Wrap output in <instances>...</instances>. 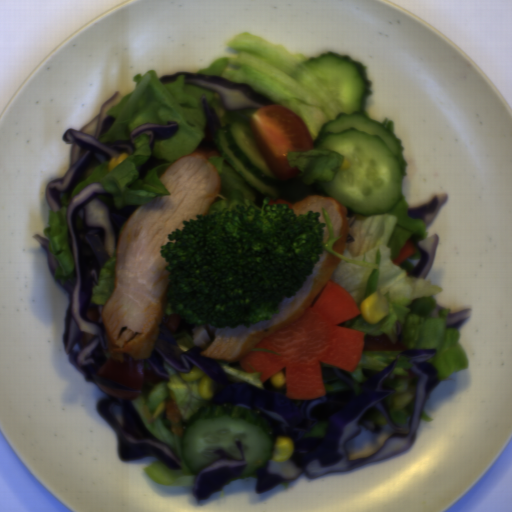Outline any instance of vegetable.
<instances>
[{
  "instance_id": "4",
  "label": "vegetable",
  "mask_w": 512,
  "mask_h": 512,
  "mask_svg": "<svg viewBox=\"0 0 512 512\" xmlns=\"http://www.w3.org/2000/svg\"><path fill=\"white\" fill-rule=\"evenodd\" d=\"M164 368L170 377L169 382L156 384L131 400L147 429L158 440L169 445L182 466L181 470L173 471L157 458L144 467L145 475L153 482L172 487H190L193 486L196 476L185 466L180 449V436L171 432V425L166 418L165 402L170 397L174 398L181 414L182 426L192 416L229 414L232 417H243L252 424L264 427L269 437H272L270 424L257 411L227 403L213 404L211 397L204 399L201 396L199 380L185 381L182 373L167 363H164Z\"/></svg>"
},
{
  "instance_id": "14",
  "label": "vegetable",
  "mask_w": 512,
  "mask_h": 512,
  "mask_svg": "<svg viewBox=\"0 0 512 512\" xmlns=\"http://www.w3.org/2000/svg\"><path fill=\"white\" fill-rule=\"evenodd\" d=\"M324 385V390H325V393L326 392H331V391H335V390H346L348 387V385H344V384H341V383H333L332 385H328L326 383H323Z\"/></svg>"
},
{
  "instance_id": "11",
  "label": "vegetable",
  "mask_w": 512,
  "mask_h": 512,
  "mask_svg": "<svg viewBox=\"0 0 512 512\" xmlns=\"http://www.w3.org/2000/svg\"><path fill=\"white\" fill-rule=\"evenodd\" d=\"M412 367V363L409 359V357H399L398 360H397V364L396 366L394 367V369L392 370L391 374L392 375H406V371L403 370V369H406V368H410Z\"/></svg>"
},
{
  "instance_id": "7",
  "label": "vegetable",
  "mask_w": 512,
  "mask_h": 512,
  "mask_svg": "<svg viewBox=\"0 0 512 512\" xmlns=\"http://www.w3.org/2000/svg\"><path fill=\"white\" fill-rule=\"evenodd\" d=\"M393 394L386 397L391 420L398 426H407L417 396V379L396 380Z\"/></svg>"
},
{
  "instance_id": "2",
  "label": "vegetable",
  "mask_w": 512,
  "mask_h": 512,
  "mask_svg": "<svg viewBox=\"0 0 512 512\" xmlns=\"http://www.w3.org/2000/svg\"><path fill=\"white\" fill-rule=\"evenodd\" d=\"M156 69L147 70L133 76L134 87L129 94L108 109L107 115L115 120L99 143L129 140L132 132L143 123L166 124L177 122L178 131L169 140L156 142L153 156L168 161L150 170L139 179V169L151 154L147 136L140 135L133 144V154L109 171V162H102L85 179L74 187L66 198L61 194L57 211L48 213V225L43 229L50 250L57 265L55 282L62 288L66 281L77 277V267L69 244L66 215L70 202L92 182L101 185L112 198L116 207L147 205L156 197L170 196L167 186L160 180L165 170L178 158L192 154L204 139L206 118L200 101L206 95L207 102L217 113L221 129L230 126L235 120L251 121L255 108L229 110L221 105L215 91L184 83L185 76L178 75L173 83H161Z\"/></svg>"
},
{
  "instance_id": "3",
  "label": "vegetable",
  "mask_w": 512,
  "mask_h": 512,
  "mask_svg": "<svg viewBox=\"0 0 512 512\" xmlns=\"http://www.w3.org/2000/svg\"><path fill=\"white\" fill-rule=\"evenodd\" d=\"M227 46L235 55L213 60L197 74L223 77L264 93L300 117L312 142L325 123L340 114L334 95L306 66V56L247 32L236 33Z\"/></svg>"
},
{
  "instance_id": "6",
  "label": "vegetable",
  "mask_w": 512,
  "mask_h": 512,
  "mask_svg": "<svg viewBox=\"0 0 512 512\" xmlns=\"http://www.w3.org/2000/svg\"><path fill=\"white\" fill-rule=\"evenodd\" d=\"M206 160L211 162L218 171L220 191L205 214L216 209L223 211L231 209L243 201H250L257 206L263 204L265 198L251 189L223 156L212 155Z\"/></svg>"
},
{
  "instance_id": "8",
  "label": "vegetable",
  "mask_w": 512,
  "mask_h": 512,
  "mask_svg": "<svg viewBox=\"0 0 512 512\" xmlns=\"http://www.w3.org/2000/svg\"><path fill=\"white\" fill-rule=\"evenodd\" d=\"M118 248H116L109 260H107L101 267L98 285H96L91 293V301L96 305H105L107 300L115 291L116 287V273L115 264L117 258Z\"/></svg>"
},
{
  "instance_id": "18",
  "label": "vegetable",
  "mask_w": 512,
  "mask_h": 512,
  "mask_svg": "<svg viewBox=\"0 0 512 512\" xmlns=\"http://www.w3.org/2000/svg\"><path fill=\"white\" fill-rule=\"evenodd\" d=\"M251 351H261V352H266V353H272V354H277V355H281L280 353H278L277 351H273V350H270V349H262V348H253Z\"/></svg>"
},
{
  "instance_id": "1",
  "label": "vegetable",
  "mask_w": 512,
  "mask_h": 512,
  "mask_svg": "<svg viewBox=\"0 0 512 512\" xmlns=\"http://www.w3.org/2000/svg\"><path fill=\"white\" fill-rule=\"evenodd\" d=\"M409 205L401 194L399 202L389 212L372 216L355 215L347 233L354 241L346 243L343 254L332 249L342 235L333 236L327 209L322 216L329 232L323 249L341 259L329 280L347 290L361 310L362 303L372 293H380L387 308V315L376 323H368L358 314L354 318L338 323V326L360 330L364 335V348L353 372H348L354 383L355 395H359V384L365 381L363 368L376 372L385 371L400 351H368L370 342H381L405 349H437L428 363L435 366L441 381L467 369L469 360L460 346V327L446 328L452 310L441 308L439 317H432L437 306L435 296L443 291L428 278H413L410 270L420 261L415 254L396 265L393 261L398 253L416 233L428 238V228L421 219L407 215ZM328 280V281H329ZM402 323V336H398L395 321Z\"/></svg>"
},
{
  "instance_id": "15",
  "label": "vegetable",
  "mask_w": 512,
  "mask_h": 512,
  "mask_svg": "<svg viewBox=\"0 0 512 512\" xmlns=\"http://www.w3.org/2000/svg\"><path fill=\"white\" fill-rule=\"evenodd\" d=\"M380 125H382L388 131H390L391 133H393L395 135V124H394L393 120H391L389 118H385V120Z\"/></svg>"
},
{
  "instance_id": "5",
  "label": "vegetable",
  "mask_w": 512,
  "mask_h": 512,
  "mask_svg": "<svg viewBox=\"0 0 512 512\" xmlns=\"http://www.w3.org/2000/svg\"><path fill=\"white\" fill-rule=\"evenodd\" d=\"M291 167L299 169L296 176L280 179L282 196L289 204H297L312 195L331 197L320 189L318 182L333 181L336 173L344 165L345 155L335 151L312 149L310 151L292 150L287 153Z\"/></svg>"
},
{
  "instance_id": "17",
  "label": "vegetable",
  "mask_w": 512,
  "mask_h": 512,
  "mask_svg": "<svg viewBox=\"0 0 512 512\" xmlns=\"http://www.w3.org/2000/svg\"><path fill=\"white\" fill-rule=\"evenodd\" d=\"M420 420H423V421H425V422H428V423H429V422H432L433 418H432V416L427 415V414H426V412H424V411L422 410Z\"/></svg>"
},
{
  "instance_id": "9",
  "label": "vegetable",
  "mask_w": 512,
  "mask_h": 512,
  "mask_svg": "<svg viewBox=\"0 0 512 512\" xmlns=\"http://www.w3.org/2000/svg\"><path fill=\"white\" fill-rule=\"evenodd\" d=\"M215 361L222 366V370L233 376V381H236L238 383L246 381L258 388L263 389L264 381H261V376L263 374L262 372L247 373L246 371H244V369L240 370L228 365L227 362H222L217 359Z\"/></svg>"
},
{
  "instance_id": "10",
  "label": "vegetable",
  "mask_w": 512,
  "mask_h": 512,
  "mask_svg": "<svg viewBox=\"0 0 512 512\" xmlns=\"http://www.w3.org/2000/svg\"><path fill=\"white\" fill-rule=\"evenodd\" d=\"M176 345H173L175 356L189 351L194 346L193 337L188 332H178L173 334Z\"/></svg>"
},
{
  "instance_id": "13",
  "label": "vegetable",
  "mask_w": 512,
  "mask_h": 512,
  "mask_svg": "<svg viewBox=\"0 0 512 512\" xmlns=\"http://www.w3.org/2000/svg\"><path fill=\"white\" fill-rule=\"evenodd\" d=\"M369 419L380 426L388 424L384 414L377 409L370 411Z\"/></svg>"
},
{
  "instance_id": "12",
  "label": "vegetable",
  "mask_w": 512,
  "mask_h": 512,
  "mask_svg": "<svg viewBox=\"0 0 512 512\" xmlns=\"http://www.w3.org/2000/svg\"><path fill=\"white\" fill-rule=\"evenodd\" d=\"M326 428H327L326 422H323L320 425L317 424L310 429V431L307 433L306 437H316V438L324 437Z\"/></svg>"
},
{
  "instance_id": "16",
  "label": "vegetable",
  "mask_w": 512,
  "mask_h": 512,
  "mask_svg": "<svg viewBox=\"0 0 512 512\" xmlns=\"http://www.w3.org/2000/svg\"><path fill=\"white\" fill-rule=\"evenodd\" d=\"M266 464H267V460H265L261 466H259L258 468L254 469V470H253V472H252L250 475H248L247 477H245V478H252V479H256V480H257V477H256L257 473H258V472H259V471H260V470H261V469H262Z\"/></svg>"
}]
</instances>
